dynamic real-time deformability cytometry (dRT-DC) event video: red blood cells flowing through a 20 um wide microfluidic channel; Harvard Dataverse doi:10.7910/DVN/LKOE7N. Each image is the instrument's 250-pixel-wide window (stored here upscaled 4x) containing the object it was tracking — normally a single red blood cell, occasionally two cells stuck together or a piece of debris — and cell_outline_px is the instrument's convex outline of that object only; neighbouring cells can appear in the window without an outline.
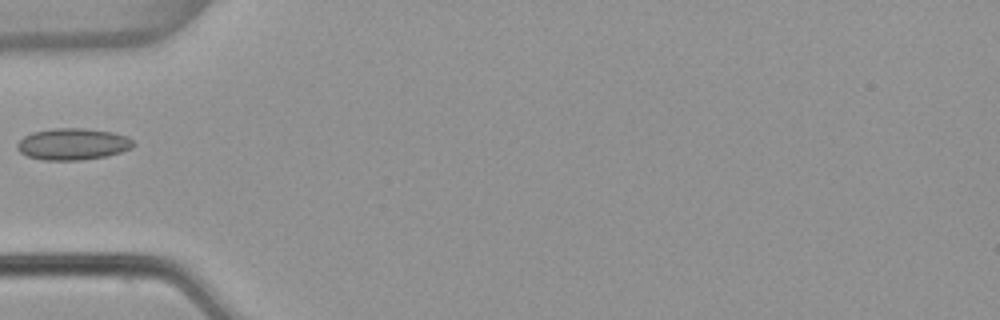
{"species": "common noctule bat (a hibernating species)", "species_latin": "Nyctalus noctula", "temperature_condition": "warm", "stored_images_in_passage": 5, "camera_frame_rate_fps": 3000, "um_per_image_px": 0.085, "animal": {"sex": "female", "body_mass_g": 22.7, "forearm_length_mm": 54.2}, "frame": {"image": 1, "passage_image": 5, "time_ms": 1.333, "image_size_px": [1000, 320], "cell_outline_px": [[136, 144], [132, 148], [108, 156], [80, 160], [44, 160], [28, 156], [20, 152], [16, 148], [16, 144], [24, 136], [32, 132], [52, 128], [84, 128], [112, 132], [128, 136]], "centroid_in_image_um": [6.2, 12.24], "position_along_channel_um": 78.8, "area_um2": 21.56}}